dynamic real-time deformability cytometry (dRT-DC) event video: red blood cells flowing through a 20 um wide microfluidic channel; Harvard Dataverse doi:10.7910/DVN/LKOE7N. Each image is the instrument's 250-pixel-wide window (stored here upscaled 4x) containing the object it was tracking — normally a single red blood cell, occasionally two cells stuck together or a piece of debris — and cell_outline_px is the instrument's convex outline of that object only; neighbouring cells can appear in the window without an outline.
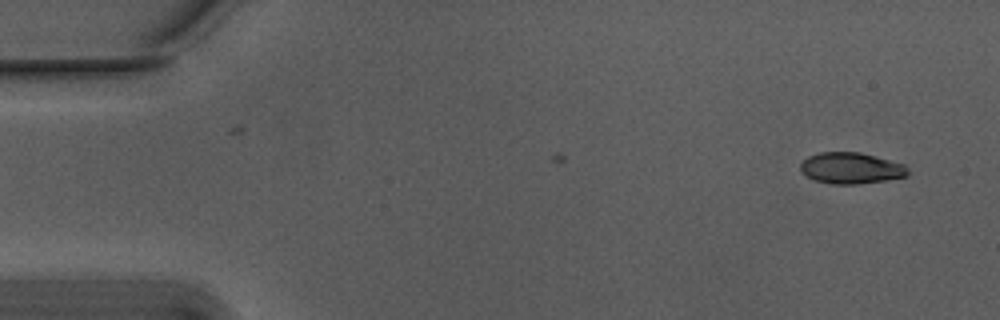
{"species": "Egyptian fruit bat (a non-hibernating species)", "species_latin": "Rousettus aegyptiacus", "temperature_condition": "warm", "stored_images_in_passage": 6, "camera_frame_rate_fps": 3000, "um_per_image_px": 0.085, "animal": {"sex": "male"}, "frame": {"image": 1, "passage_image": 1, "time_ms": 0.0, "image_size_px": [1000, 320], "cell_outline_px": [[908, 176], [884, 180], [856, 184], [832, 184], [816, 180], [800, 172], [800, 164], [808, 156], [820, 152], [860, 152], [904, 164], [908, 168]], "centroid_in_image_um": [72.33, 14.28], "position_along_channel_um": 12.7, "area_um2": 19.42}}